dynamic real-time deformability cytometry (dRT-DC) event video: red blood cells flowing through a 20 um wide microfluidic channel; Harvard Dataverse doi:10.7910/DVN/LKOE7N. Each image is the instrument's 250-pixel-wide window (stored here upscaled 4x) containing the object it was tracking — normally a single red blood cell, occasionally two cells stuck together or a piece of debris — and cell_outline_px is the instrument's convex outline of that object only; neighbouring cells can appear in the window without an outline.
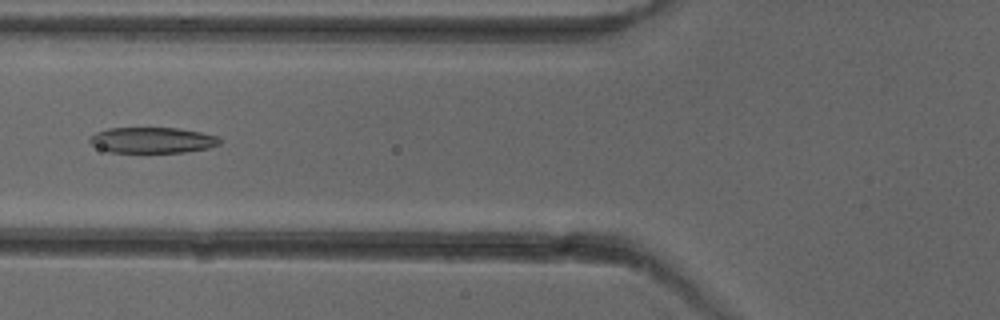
{"species": "common noctule bat (a hibernating species)", "species_latin": "Nyctalus noctula", "temperature_condition": "cold", "stored_images_in_passage": 5, "camera_frame_rate_fps": 3000, "um_per_image_px": 0.085, "animal": {"sex": "female"}, "frame": {"image": 1, "passage_image": 4, "time_ms": 4.667, "image_size_px": [1000, 320], "cell_outline_px": [[220, 144], [208, 148], [184, 152], [108, 152], [92, 144], [88, 140], [96, 132], [108, 128], [176, 128], [200, 132], [220, 136]], "centroid_in_image_um": [12.97, 11.91], "position_along_channel_um": 112.8, "area_um2": 19.42}}
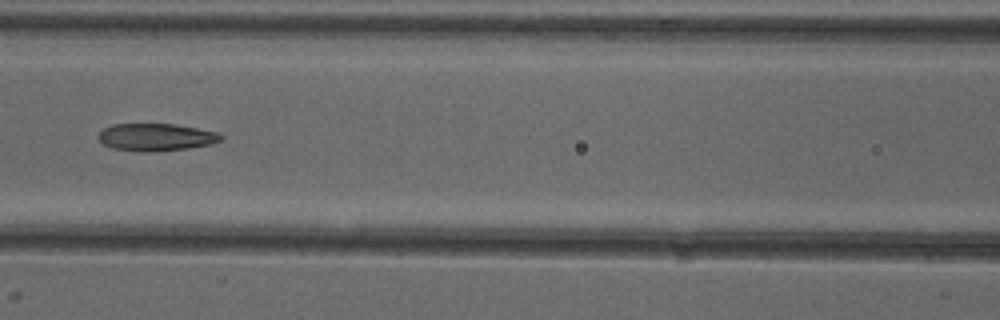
{"frame": {"image": 2, "passage_image": 5, "time_ms": 5.667, "image_size_px": [1000, 320], "cell_outline_px": [[224, 136], [220, 140], [212, 144], [188, 148], [148, 152], [112, 148], [104, 144], [96, 136], [104, 128], [112, 124], [176, 124], [220, 132]], "centroid_in_image_um": [13.29, 11.65], "position_along_channel_um": 153.3, "area_um2": 19.59}}